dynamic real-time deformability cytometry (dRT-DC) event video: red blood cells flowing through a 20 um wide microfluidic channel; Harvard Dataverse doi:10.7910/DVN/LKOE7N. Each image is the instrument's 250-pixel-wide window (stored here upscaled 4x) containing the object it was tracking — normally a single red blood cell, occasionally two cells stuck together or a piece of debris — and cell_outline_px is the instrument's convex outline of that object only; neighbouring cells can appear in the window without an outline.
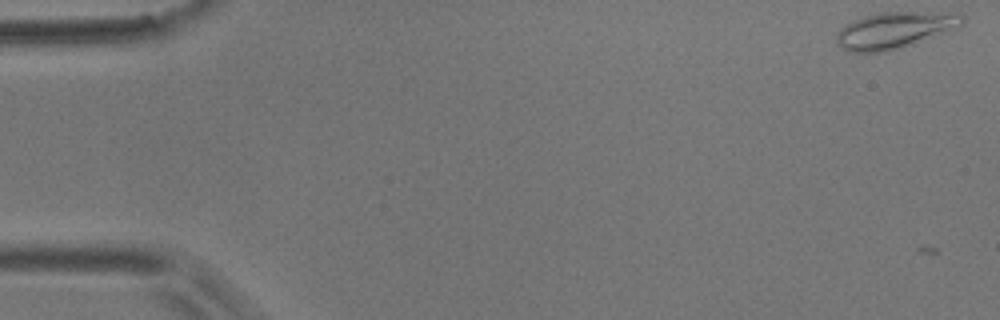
{"species": "common noctule bat (a hibernating species)", "species_latin": "Nyctalus noctula", "temperature_condition": "room temperature", "stored_images_in_passage": 6, "camera_frame_rate_fps": 3000, "um_per_image_px": 0.085, "animal": {"sex": "male", "body_mass_g": 17.9}, "frame": {"image": 1, "passage_image": 1, "time_ms": 0.0, "image_size_px": [1000, 320], "cell_outline_px": [[964, 20], [960, 24], [888, 52], [848, 52], [836, 44], [836, 32], [840, 28], [852, 20], [864, 16], [880, 12], [960, 12], [964, 16]], "centroid_in_image_um": [75.91, 2.54], "position_along_channel_um": 9.1, "area_um2": 26.13}}